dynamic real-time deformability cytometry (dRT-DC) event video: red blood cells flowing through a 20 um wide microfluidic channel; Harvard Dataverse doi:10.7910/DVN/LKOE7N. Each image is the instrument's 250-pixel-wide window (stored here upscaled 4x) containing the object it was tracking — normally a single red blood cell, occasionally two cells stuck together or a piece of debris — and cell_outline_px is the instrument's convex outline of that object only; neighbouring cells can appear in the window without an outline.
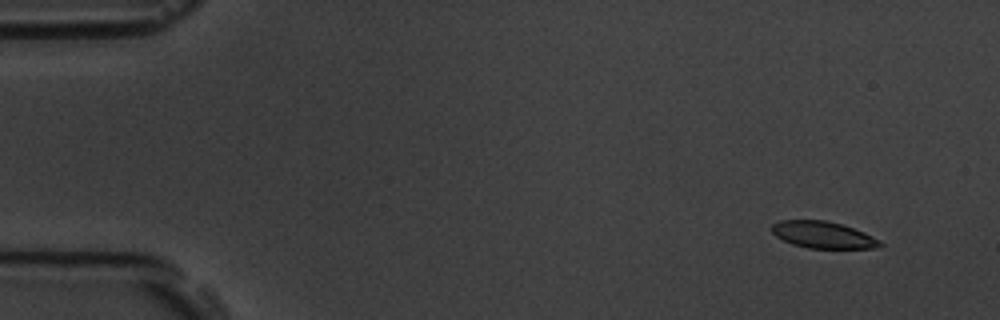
{"species": "common noctule bat (a hibernating species)", "species_latin": "Nyctalus noctula", "temperature_condition": "room temperature", "stored_images_in_passage": 5, "camera_frame_rate_fps": 3000, "um_per_image_px": 0.085, "animal": {"sex": "male", "body_mass_g": 19.5, "forearm_length_mm": 54.6}, "frame": {"image": 1, "passage_image": 1, "time_ms": 0.0, "image_size_px": [1000, 320], "cell_outline_px": [[884, 244], [880, 248], [808, 248], [792, 244], [776, 236], [772, 232], [772, 224], [780, 220], [824, 220], [840, 224], [864, 232], [880, 240]], "centroid_in_image_um": [69.97, 19.97], "position_along_channel_um": 15.0, "area_um2": 16.82}}